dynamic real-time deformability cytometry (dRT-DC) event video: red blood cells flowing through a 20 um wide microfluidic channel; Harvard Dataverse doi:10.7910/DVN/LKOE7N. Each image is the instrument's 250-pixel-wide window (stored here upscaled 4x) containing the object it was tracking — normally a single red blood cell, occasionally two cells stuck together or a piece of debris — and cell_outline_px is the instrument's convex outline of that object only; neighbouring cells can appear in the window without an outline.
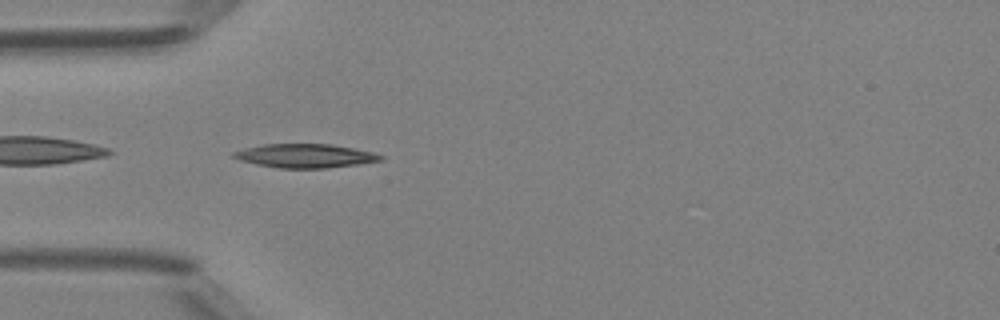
{"species": "Egyptian fruit bat (a non-hibernating species)", "species_latin": "Rousettus aegyptiacus", "temperature_condition": "room temperature", "stored_images_in_passage": 36, "camera_frame_rate_fps": 3000, "um_per_image_px": 0.085, "animal": {"sex": "female"}, "frame": {"image": 1, "passage_image": 2, "time_ms": 0.333, "image_size_px": [1000, 320], "cell_outline_px": [[384, 156], [380, 160], [356, 164], [328, 168], [280, 168], [256, 164], [240, 160], [232, 156], [232, 152], [264, 144], [332, 144], [372, 152]], "centroid_in_image_um": [25.92, 13.24], "position_along_channel_um": 59.1, "area_um2": 20.06}}
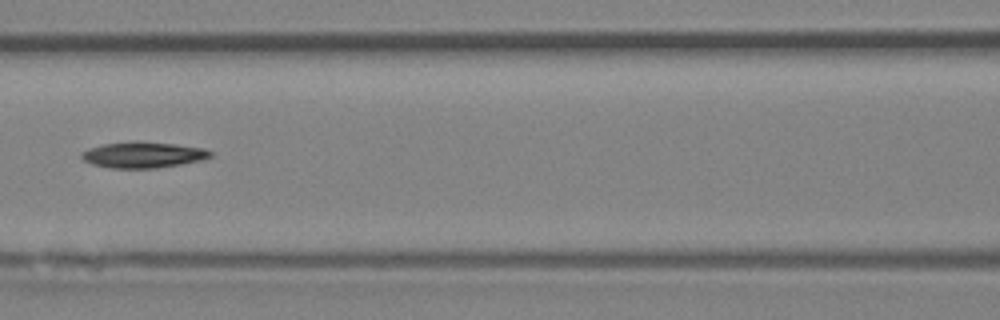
{"frame": {"image": 2, "passage_image": 9, "time_ms": 2.667, "image_size_px": [1000, 320], "cell_outline_px": [[212, 156], [200, 160], [180, 164], [156, 168], [108, 168], [92, 164], [84, 160], [80, 156], [80, 152], [104, 144], [172, 144], [204, 148], [212, 152]], "centroid_in_image_um": [12.16, 13.21], "position_along_channel_um": 154.4, "area_um2": 18.44}}
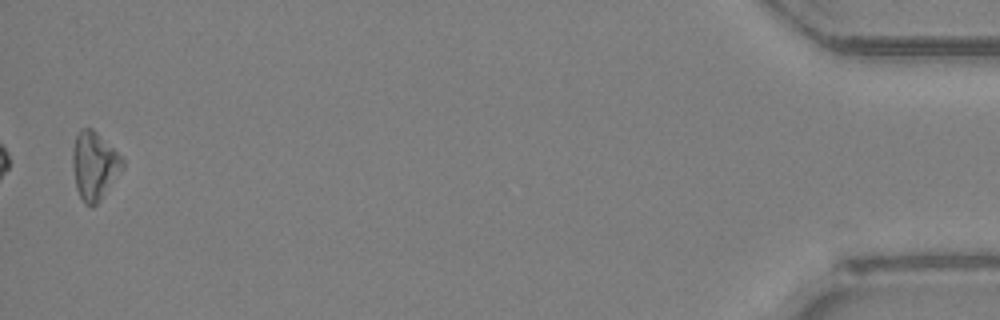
{"frame": {"image": 3, "passage_image": 35, "time_ms": 11.333, "image_size_px": [1000, 320], "cell_outline_px": [[124, 168], [100, 200], [92, 208], [84, 204], [76, 188], [72, 168], [72, 148], [76, 136], [80, 128], [92, 128], [124, 160]], "centroid_in_image_um": [7.99, 14.11], "position_along_channel_um": 427.2, "area_um2": 19.77}, "authors_computed_cell_mechanics": {"area_um2": 18.7561, "velocity_mm_per_s": 4.2375, "shape_relaxation_time_tau1_ms": 11.3741, "shape_relaxation_time_tau2_ms": null, "deformation_change_tau1": 0.1802, "deformation_change_tau2": null}}